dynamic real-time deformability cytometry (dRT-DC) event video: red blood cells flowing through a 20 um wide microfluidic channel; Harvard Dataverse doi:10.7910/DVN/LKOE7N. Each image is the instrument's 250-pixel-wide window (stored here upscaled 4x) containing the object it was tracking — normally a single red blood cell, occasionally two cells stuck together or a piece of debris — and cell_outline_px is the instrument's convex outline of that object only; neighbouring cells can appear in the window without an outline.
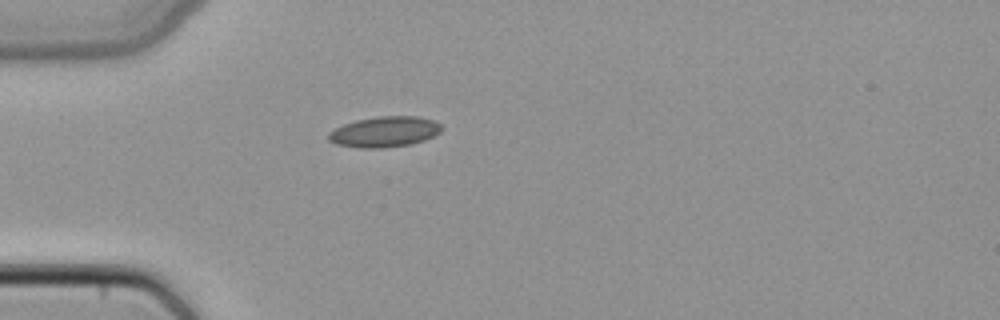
{"species": "common noctule bat (a hibernating species)", "species_latin": "Nyctalus noctula", "temperature_condition": "cold", "stored_images_in_passage": 35, "camera_frame_rate_fps": 3000, "um_per_image_px": 0.085, "animal": {"sex": "female", "body_mass_g": 22.7, "forearm_length_mm": 54.2}, "frame": {"image": 1, "passage_image": 1, "time_ms": 0.0, "image_size_px": [1000, 320], "cell_outline_px": [[444, 128], [440, 132], [424, 140], [412, 144], [380, 148], [360, 148], [336, 144], [328, 140], [328, 132], [344, 124], [356, 120], [380, 116], [416, 116], [432, 120], [440, 124]], "centroid_in_image_um": [32.68, 11.2], "position_along_channel_um": 52.3, "area_um2": 20.11}}
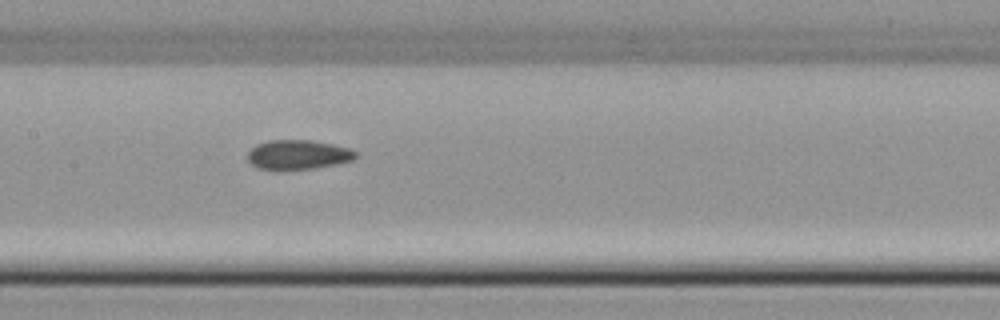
{"frame": {"image": 2, "passage_image": 11, "time_ms": 3.333, "image_size_px": [1000, 320], "cell_outline_px": [[360, 156], [352, 160], [336, 164], [312, 168], [280, 172], [272, 172], [256, 168], [248, 160], [248, 152], [256, 144], [268, 140], [312, 140], [332, 144], [348, 148], [356, 152]], "centroid_in_image_um": [25.28, 13.18], "position_along_channel_um": 182.1, "area_um2": 19.13}}
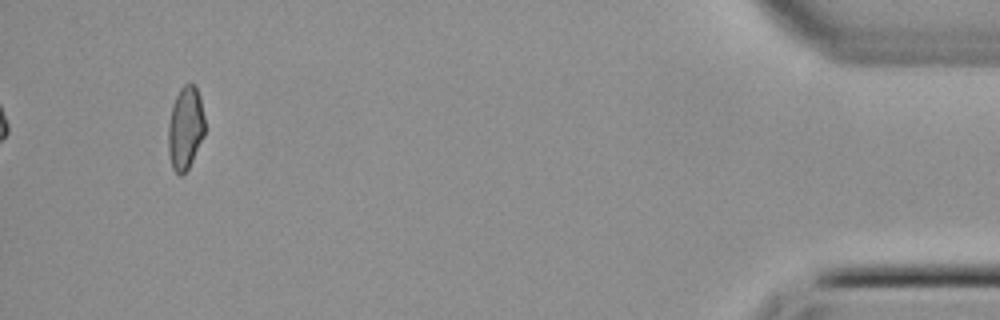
{"frame": {"image": 3, "passage_image": 33, "time_ms": 10.667, "image_size_px": [1000, 320], "cell_outline_px": [[204, 136], [188, 168], [180, 176], [172, 168], [168, 152], [168, 124], [172, 104], [180, 88], [184, 84], [196, 84], [200, 96], [204, 116]], "centroid_in_image_um": [15.75, 10.85], "position_along_channel_um": 419.5, "area_um2": 17.8}}